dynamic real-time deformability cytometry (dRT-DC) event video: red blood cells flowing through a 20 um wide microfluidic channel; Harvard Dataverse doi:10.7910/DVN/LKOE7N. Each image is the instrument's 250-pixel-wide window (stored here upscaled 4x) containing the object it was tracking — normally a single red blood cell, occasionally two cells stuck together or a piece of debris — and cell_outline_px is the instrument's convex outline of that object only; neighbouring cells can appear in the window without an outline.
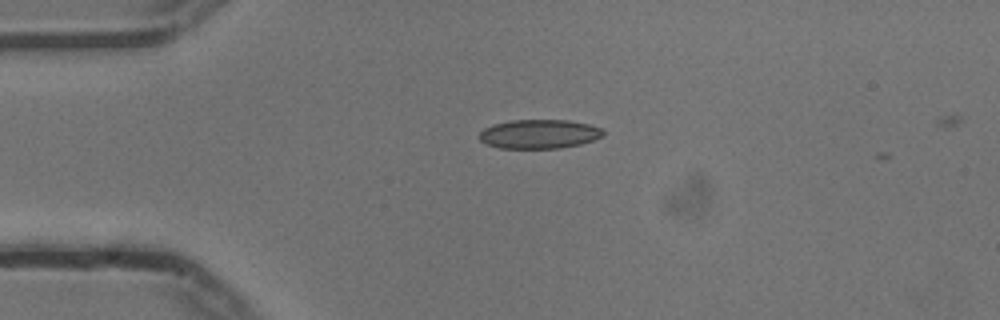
{"species": "common noctule bat (a hibernating species)", "species_latin": "Nyctalus noctula", "temperature_condition": "cold", "stored_images_in_passage": 42, "camera_frame_rate_fps": 3000, "um_per_image_px": 0.085, "animal": {"sex": "male", "body_mass_g": 13.3}, "frame": {"image": 1, "passage_image": 2, "time_ms": 0.333, "image_size_px": [1000, 320], "cell_outline_px": [[604, 136], [580, 144], [560, 148], [500, 148], [488, 144], [480, 140], [480, 132], [484, 128], [492, 124], [512, 120], [568, 120], [588, 124], [604, 128]], "centroid_in_image_um": [45.86, 11.38], "position_along_channel_um": 39.1, "area_um2": 20.98}}
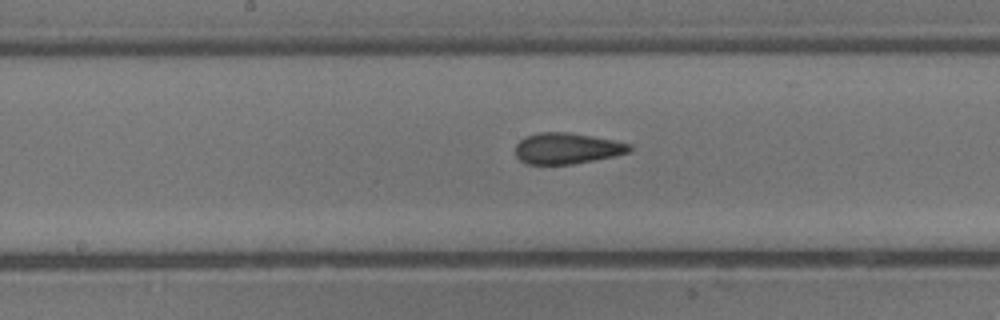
{"frame": {"image": 2, "passage_image": 17, "time_ms": 5.333, "image_size_px": [1000, 320], "cell_outline_px": [[632, 148], [628, 152], [612, 156], [572, 164], [528, 164], [520, 160], [516, 156], [516, 144], [524, 136], [540, 132], [568, 132], [592, 136], [632, 144]], "centroid_in_image_um": [48.16, 12.6], "position_along_channel_um": 200.0, "area_um2": 20.46}}
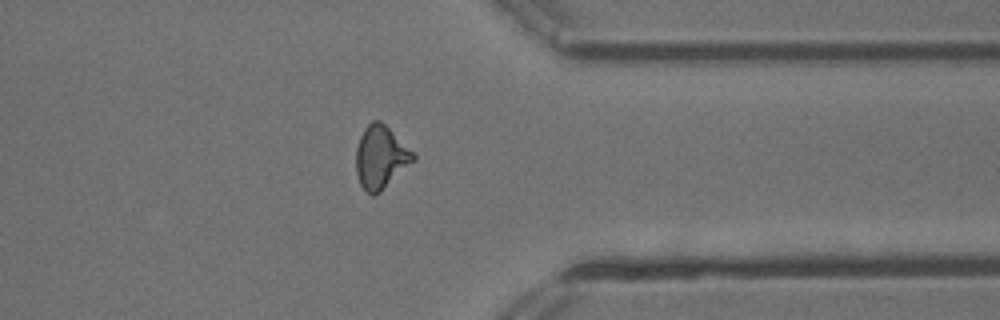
{"frame": {"image": 3, "passage_image": 32, "time_ms": 10.333, "image_size_px": [1000, 320], "cell_outline_px": [[416, 160], [376, 196], [372, 196], [360, 184], [356, 172], [356, 148], [360, 136], [364, 128], [372, 120], [380, 120], [416, 152]], "centroid_in_image_um": [32.39, 13.36], "position_along_channel_um": 379.0, "area_um2": 21.33}, "authors_computed_cell_mechanics": {"area_um2": 20.5479, "velocity_mm_per_s": 3.7515, "shape_relaxation_time_tau1_ms": 7.8381, "shape_relaxation_time_tau2_ms": 1.6311, "deformation_change_tau1": 0.1751, "deformation_change_tau2": 0.0829}}